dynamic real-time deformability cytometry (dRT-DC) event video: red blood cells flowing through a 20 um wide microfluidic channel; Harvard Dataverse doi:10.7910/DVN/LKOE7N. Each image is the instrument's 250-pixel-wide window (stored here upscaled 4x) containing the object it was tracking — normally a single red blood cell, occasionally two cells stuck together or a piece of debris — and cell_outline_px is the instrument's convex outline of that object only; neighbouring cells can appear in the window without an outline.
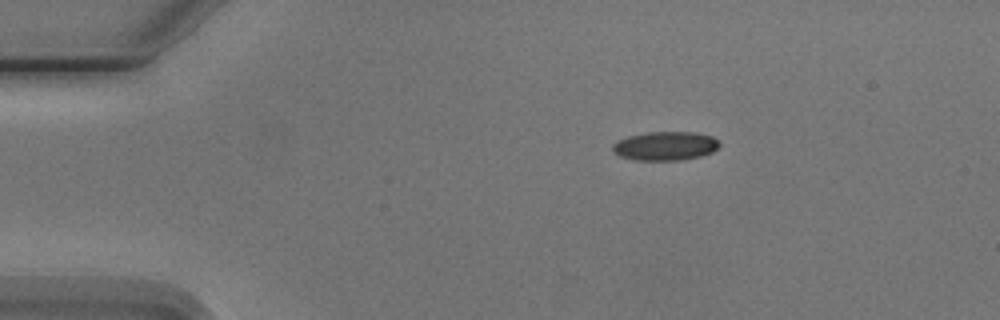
{"species": "Egyptian fruit bat (a non-hibernating species)", "species_latin": "Rousettus aegyptiacus", "temperature_condition": "cold", "stored_images_in_passage": 3, "camera_frame_rate_fps": 3000, "um_per_image_px": 0.085, "animal": {"sex": "male"}, "frame": {"image": 1, "passage_image": 1, "time_ms": 0.0, "image_size_px": [1000, 320], "cell_outline_px": [[720, 144], [712, 152], [700, 156], [676, 160], [632, 160], [620, 156], [612, 148], [612, 144], [628, 136], [648, 132], [692, 132], [712, 136]], "centroid_in_image_um": [56.53, 12.4], "position_along_channel_um": 28.5, "area_um2": 17.69}}